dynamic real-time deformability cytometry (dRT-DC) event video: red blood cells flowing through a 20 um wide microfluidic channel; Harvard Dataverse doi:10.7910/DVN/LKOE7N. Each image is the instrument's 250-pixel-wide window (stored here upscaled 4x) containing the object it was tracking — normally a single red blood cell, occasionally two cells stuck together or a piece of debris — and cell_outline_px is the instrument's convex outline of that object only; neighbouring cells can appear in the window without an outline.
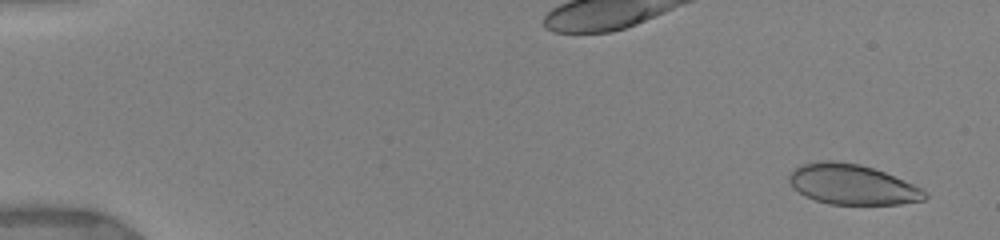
{"species": "human", "species_latin": "Homo sapiens", "temperature_condition": "warm", "stored_images_in_passage": 6, "camera_frame_rate_fps": 3000, "um_per_image_px": 0.085, "donor": {"sex": "female"}, "frame": {"image": 1, "passage_image": 1, "time_ms": 0.0, "image_size_px": [1000, 240], "cell_outline_px": [[928, 196], [924, 200], [900, 204], [828, 204], [804, 196], [792, 188], [788, 180], [788, 176], [800, 164], [824, 160], [832, 160], [860, 164], [884, 172], [912, 184], [920, 188]], "centroid_in_image_um": [72.38, 15.68], "position_along_channel_um": 12.6, "area_um2": 31.67}}